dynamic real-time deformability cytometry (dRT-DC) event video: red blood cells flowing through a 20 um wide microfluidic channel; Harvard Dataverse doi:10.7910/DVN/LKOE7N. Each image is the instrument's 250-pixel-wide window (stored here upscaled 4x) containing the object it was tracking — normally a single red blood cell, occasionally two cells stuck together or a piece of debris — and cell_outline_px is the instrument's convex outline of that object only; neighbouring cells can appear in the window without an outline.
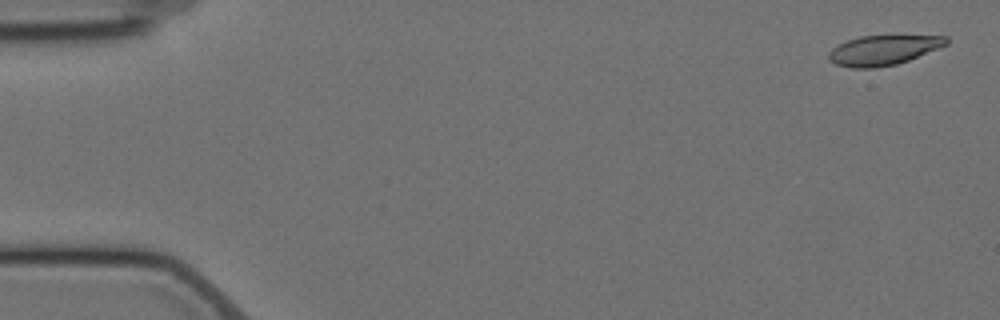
{"species": "Egyptian fruit bat (a non-hibernating species)", "species_latin": "Rousettus aegyptiacus", "temperature_condition": "cold", "stored_images_in_passage": 5, "camera_frame_rate_fps": 3000, "um_per_image_px": 0.085, "animal": {"sex": "female"}, "frame": {"image": 1, "passage_image": 1, "time_ms": 0.0, "image_size_px": [1000, 320], "cell_outline_px": [[948, 44], [908, 60], [896, 64], [876, 68], [852, 68], [836, 64], [828, 60], [828, 52], [832, 48], [848, 40], [860, 36], [896, 32], [948, 36]], "centroid_in_image_um": [75.14, 4.19], "position_along_channel_um": 9.9, "area_um2": 21.5}}
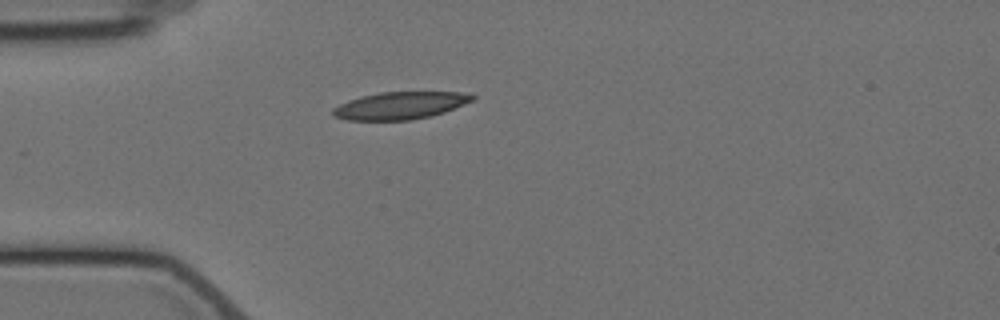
{"frame": {"image": 2, "passage_image": 4, "time_ms": 4.667, "image_size_px": [1000, 320], "cell_outline_px": [[476, 100], [444, 112], [432, 116], [412, 120], [348, 120], [332, 116], [332, 108], [348, 100], [360, 96], [380, 92], [460, 92], [476, 96]], "centroid_in_image_um": [34.02, 8.97], "position_along_channel_um": 51.0, "area_um2": 22.43}}